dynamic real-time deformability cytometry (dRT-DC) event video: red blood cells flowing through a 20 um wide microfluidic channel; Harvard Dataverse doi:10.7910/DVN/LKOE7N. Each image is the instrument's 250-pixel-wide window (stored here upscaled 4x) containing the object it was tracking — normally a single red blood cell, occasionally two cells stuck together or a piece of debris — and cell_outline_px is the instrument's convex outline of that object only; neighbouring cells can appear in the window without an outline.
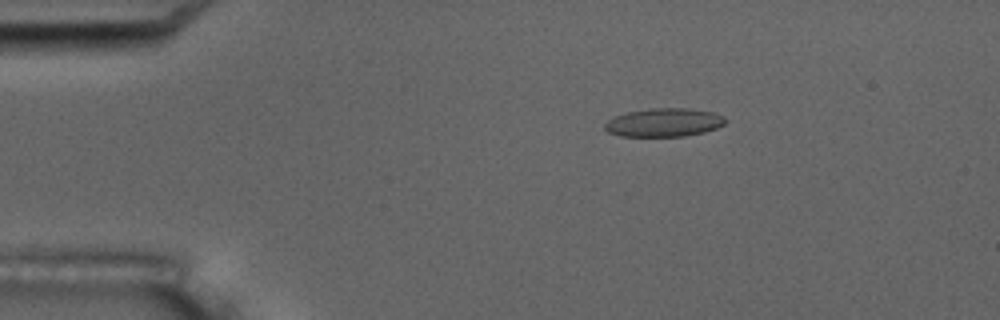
{"species": "common noctule bat (a hibernating species)", "species_latin": "Nyctalus noctula", "temperature_condition": "room temperature", "stored_images_in_passage": 5, "camera_frame_rate_fps": 3000, "um_per_image_px": 0.085, "animal": {"sex": "male", "body_mass_g": 17.5, "forearm_length_mm": 52.3}, "frame": {"image": 1, "passage_image": 3, "time_ms": 2.333, "image_size_px": [1000, 320], "cell_outline_px": [[728, 120], [724, 124], [716, 128], [704, 132], [684, 136], [620, 136], [608, 132], [604, 128], [604, 124], [612, 116], [628, 112], [648, 108], [688, 108], [712, 112], [724, 116]], "centroid_in_image_um": [56.42, 10.4], "position_along_channel_um": 28.6, "area_um2": 20.11}}